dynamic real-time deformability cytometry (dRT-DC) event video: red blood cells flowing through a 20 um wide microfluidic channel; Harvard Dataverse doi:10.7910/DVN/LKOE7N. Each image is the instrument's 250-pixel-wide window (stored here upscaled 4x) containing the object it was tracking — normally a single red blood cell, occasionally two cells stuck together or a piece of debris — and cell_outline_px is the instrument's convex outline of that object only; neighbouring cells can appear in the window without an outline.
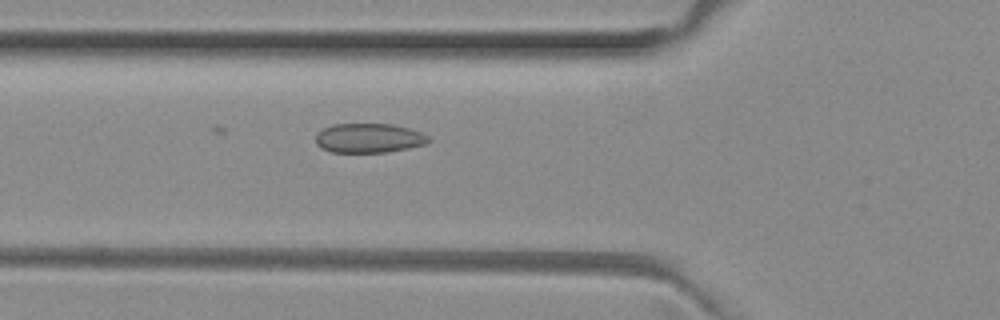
{"species": "common noctule bat (a hibernating species)", "species_latin": "Nyctalus noctula", "temperature_condition": "room temperature", "stored_images_in_passage": 48, "camera_frame_rate_fps": 3000, "um_per_image_px": 0.085, "animal": {"sex": "female", "body_mass_g": 29.2, "forearm_length_mm": 56.3}, "frame": {"image": 1, "passage_image": 18, "time_ms": 5.667, "image_size_px": [1000, 320], "cell_outline_px": [[432, 140], [428, 144], [388, 152], [332, 152], [320, 148], [316, 144], [316, 136], [324, 128], [332, 124], [392, 124], [424, 132]], "centroid_in_image_um": [31.41, 11.74], "position_along_channel_um": 94.4, "area_um2": 19.48}}
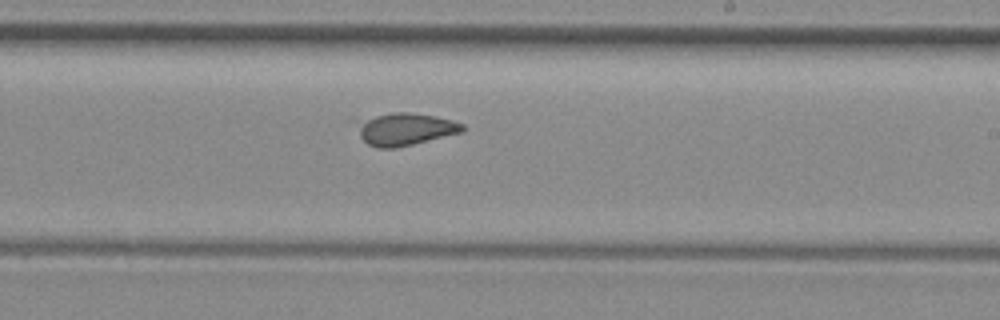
{"frame": {"image": 2, "passage_image": 30, "time_ms": 9.667, "image_size_px": [1000, 320], "cell_outline_px": [[464, 132], [396, 148], [376, 148], [368, 144], [360, 136], [360, 124], [376, 116], [392, 112], [408, 112], [436, 116], [452, 120], [464, 124]], "centroid_in_image_um": [34.55, 10.99], "position_along_channel_um": 254.5, "area_um2": 19.42}}
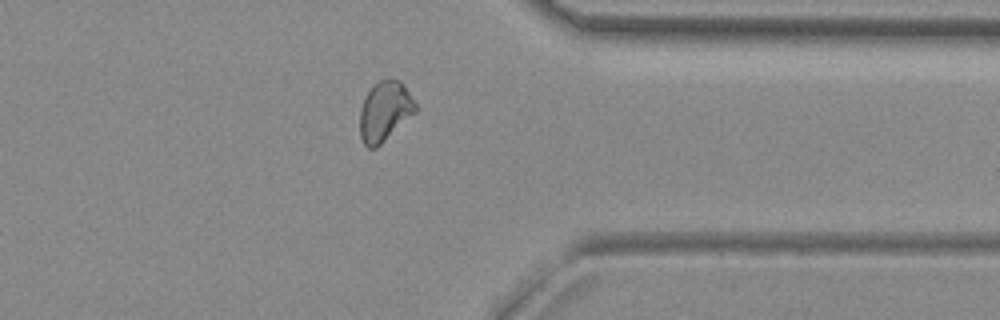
{"frame": {"image": 3, "passage_image": 40, "time_ms": 13.0, "image_size_px": [1000, 320], "cell_outline_px": [[420, 108], [416, 112], [376, 148], [368, 148], [364, 144], [360, 136], [360, 108], [372, 84], [380, 80], [400, 80], [404, 84]], "centroid_in_image_um": [32.73, 9.45], "position_along_channel_um": 378.7, "area_um2": 19.48}, "authors_computed_cell_mechanics": {"area_um2": 19.4786, "velocity_mm_per_s": 4.0023, "shape_relaxation_time_tau1_ms": null, "shape_relaxation_time_tau2_ms": 2.5591, "deformation_change_tau1": null, "deformation_change_tau2": 0.0613}}